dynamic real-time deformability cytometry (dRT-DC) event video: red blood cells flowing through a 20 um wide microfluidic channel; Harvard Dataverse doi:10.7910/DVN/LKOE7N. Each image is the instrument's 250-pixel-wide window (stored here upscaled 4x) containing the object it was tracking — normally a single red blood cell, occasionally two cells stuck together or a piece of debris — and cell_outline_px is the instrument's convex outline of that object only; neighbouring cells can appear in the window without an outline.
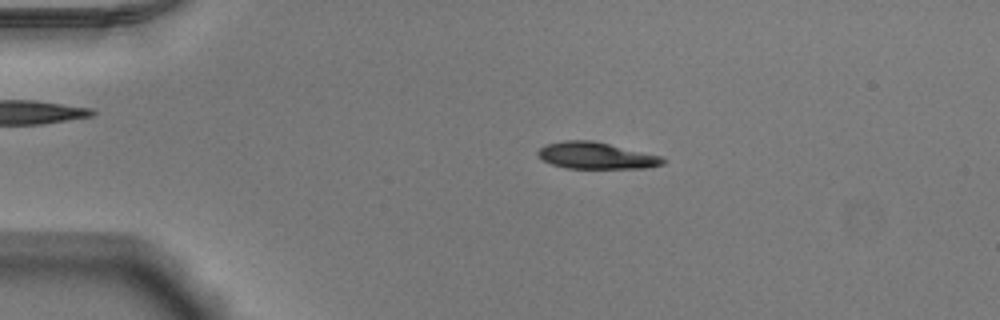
{"species": "Egyptian fruit bat (a non-hibernating species)", "species_latin": "Rousettus aegyptiacus", "temperature_condition": "warm", "stored_images_in_passage": 29, "camera_frame_rate_fps": 3000, "um_per_image_px": 0.085, "animal": {"sex": "male"}, "frame": {"image": 1, "passage_image": 11, "time_ms": 3.333, "image_size_px": [1000, 320], "cell_outline_px": [[668, 160], [664, 164], [648, 168], [564, 168], [552, 164], [536, 156], [536, 152], [544, 144], [564, 140], [592, 140], [664, 156]], "centroid_in_image_um": [50.7, 13.22], "position_along_channel_um": 34.3, "area_um2": 19.77}}
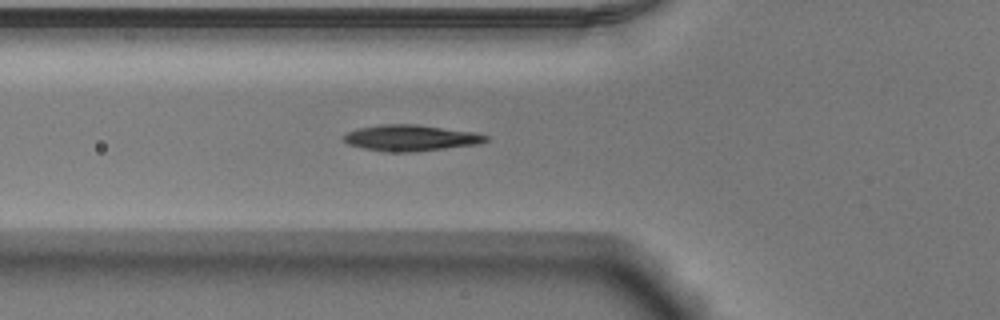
{"frame": {"image": 2, "passage_image": 19, "time_ms": 6.0, "image_size_px": [1000, 320], "cell_outline_px": [[488, 140], [480, 144], [412, 152], [388, 152], [364, 148], [348, 144], [340, 140], [340, 136], [356, 128], [380, 124], [416, 124], [476, 132], [488, 136]], "centroid_in_image_um": [34.87, 11.72], "position_along_channel_um": 90.9, "area_um2": 21.91}}
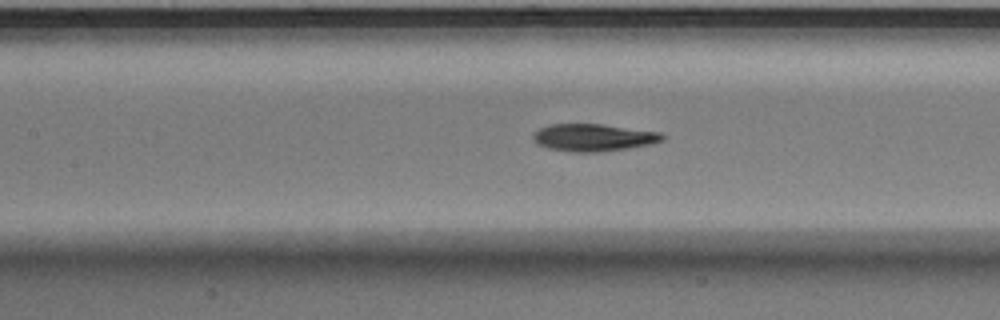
{"frame": {"image": 3, "passage_image": 24, "time_ms": 7.667, "image_size_px": [1000, 320], "cell_outline_px": [[664, 140], [652, 144], [628, 148], [600, 152], [572, 152], [548, 148], [536, 144], [532, 140], [532, 132], [548, 124], [600, 124], [660, 132], [664, 136]], "centroid_in_image_um": [50.39, 11.69], "position_along_channel_um": 157.0, "area_um2": 20.75}}